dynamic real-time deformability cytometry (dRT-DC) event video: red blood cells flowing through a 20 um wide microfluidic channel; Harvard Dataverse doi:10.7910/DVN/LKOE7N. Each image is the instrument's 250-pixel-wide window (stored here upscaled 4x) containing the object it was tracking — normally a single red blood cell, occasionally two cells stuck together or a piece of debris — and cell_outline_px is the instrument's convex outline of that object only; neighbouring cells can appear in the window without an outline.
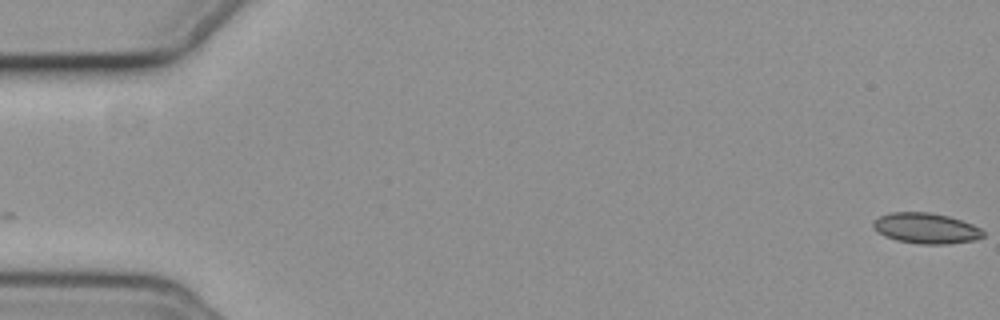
{"species": "common noctule bat (a hibernating species)", "species_latin": "Nyctalus noctula", "temperature_condition": "cold", "stored_images_in_passage": 14, "camera_frame_rate_fps": 3000, "um_per_image_px": 0.085, "animal": {"sex": "female", "body_mass_g": 19.3, "forearm_length_mm": 54.1}, "frame": {"image": 1, "passage_image": 1, "time_ms": 0.0, "image_size_px": [1000, 320], "cell_outline_px": [[984, 236], [976, 240], [948, 244], [920, 244], [896, 240], [884, 236], [872, 228], [872, 220], [880, 216], [892, 212], [928, 212], [948, 216], [972, 224], [980, 228], [984, 232]], "centroid_in_image_um": [78.69, 19.41], "position_along_channel_um": 6.3, "area_um2": 19.71}}